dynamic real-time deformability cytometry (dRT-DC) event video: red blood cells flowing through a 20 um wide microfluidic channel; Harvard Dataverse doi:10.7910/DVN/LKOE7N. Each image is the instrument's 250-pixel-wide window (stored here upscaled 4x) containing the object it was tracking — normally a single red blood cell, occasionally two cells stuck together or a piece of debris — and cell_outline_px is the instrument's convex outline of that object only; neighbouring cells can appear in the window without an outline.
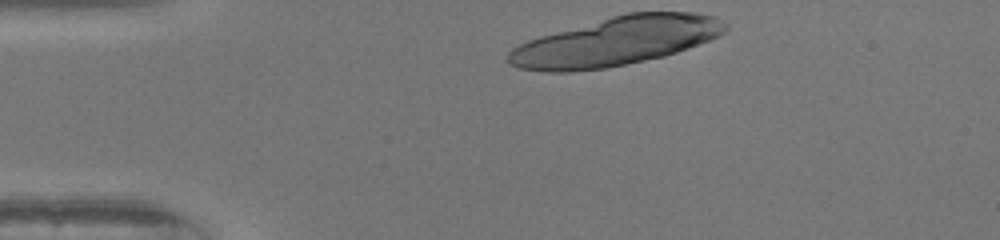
{"species": "human", "species_latin": "Homo sapiens", "temperature_condition": "warm", "stored_images_in_passage": 13, "camera_frame_rate_fps": 3000, "um_per_image_px": 0.085, "donor": {"sex": "female"}, "frame": {"image": 1, "passage_image": 1, "time_ms": 0.0, "image_size_px": [1000, 240], "cell_outline_px": [[728, 28], [724, 32], [708, 40], [688, 48], [664, 56], [604, 68], [572, 72], [548, 72], [516, 68], [508, 60], [508, 52], [512, 48], [528, 40], [540, 36], [612, 16], [628, 12], [696, 12], [716, 16], [728, 24]], "centroid_in_image_um": [52.36, 3.51], "position_along_channel_um": 32.6, "area_um2": 61.21}}